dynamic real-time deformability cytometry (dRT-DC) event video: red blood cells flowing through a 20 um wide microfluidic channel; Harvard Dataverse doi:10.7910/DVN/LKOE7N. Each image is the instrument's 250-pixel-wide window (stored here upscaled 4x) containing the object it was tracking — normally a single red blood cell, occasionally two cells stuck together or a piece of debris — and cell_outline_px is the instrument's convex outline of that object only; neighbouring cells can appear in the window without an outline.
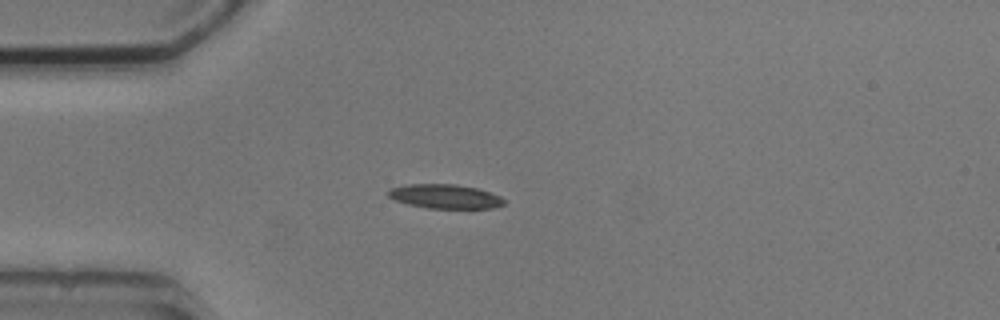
{"species": "common noctule bat (a hibernating species)", "species_latin": "Nyctalus noctula", "temperature_condition": "cold", "stored_images_in_passage": 1, "camera_frame_rate_fps": 3000, "um_per_image_px": 0.085, "animal": {"sex": "male", "body_mass_g": 20.5, "forearm_length_mm": 52.5}, "frame": {"image": 1, "passage_image": 1, "time_ms": 0.0, "image_size_px": [1000, 320], "cell_outline_px": [[504, 204], [492, 208], [428, 208], [408, 204], [396, 200], [388, 196], [388, 188], [408, 184], [456, 184], [476, 188], [500, 196], [504, 200]], "centroid_in_image_um": [37.8, 16.69], "position_along_channel_um": 47.2, "area_um2": 16.18}}